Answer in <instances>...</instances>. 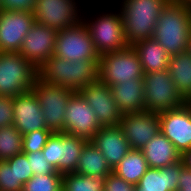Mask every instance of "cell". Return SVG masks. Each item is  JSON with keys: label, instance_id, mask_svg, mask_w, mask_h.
Wrapping results in <instances>:
<instances>
[{"label": "cell", "instance_id": "cell-1", "mask_svg": "<svg viewBox=\"0 0 191 191\" xmlns=\"http://www.w3.org/2000/svg\"><path fill=\"white\" fill-rule=\"evenodd\" d=\"M191 35V9L170 0L158 17L153 38L170 55L187 51Z\"/></svg>", "mask_w": 191, "mask_h": 191}, {"label": "cell", "instance_id": "cell-2", "mask_svg": "<svg viewBox=\"0 0 191 191\" xmlns=\"http://www.w3.org/2000/svg\"><path fill=\"white\" fill-rule=\"evenodd\" d=\"M99 61H68L53 55L38 68V79L79 92L99 80Z\"/></svg>", "mask_w": 191, "mask_h": 191}, {"label": "cell", "instance_id": "cell-3", "mask_svg": "<svg viewBox=\"0 0 191 191\" xmlns=\"http://www.w3.org/2000/svg\"><path fill=\"white\" fill-rule=\"evenodd\" d=\"M170 0H122L120 12L129 45L153 38L161 11Z\"/></svg>", "mask_w": 191, "mask_h": 191}, {"label": "cell", "instance_id": "cell-4", "mask_svg": "<svg viewBox=\"0 0 191 191\" xmlns=\"http://www.w3.org/2000/svg\"><path fill=\"white\" fill-rule=\"evenodd\" d=\"M38 69L18 52H0V96L15 97L30 91Z\"/></svg>", "mask_w": 191, "mask_h": 191}, {"label": "cell", "instance_id": "cell-5", "mask_svg": "<svg viewBox=\"0 0 191 191\" xmlns=\"http://www.w3.org/2000/svg\"><path fill=\"white\" fill-rule=\"evenodd\" d=\"M98 70L99 81L108 86L131 79H143L144 76L138 54L131 45L100 55Z\"/></svg>", "mask_w": 191, "mask_h": 191}, {"label": "cell", "instance_id": "cell-6", "mask_svg": "<svg viewBox=\"0 0 191 191\" xmlns=\"http://www.w3.org/2000/svg\"><path fill=\"white\" fill-rule=\"evenodd\" d=\"M83 23L87 27L96 52L100 55L119 51L129 46L125 34L123 19L120 10L99 14L94 19L82 17ZM88 20V21H87Z\"/></svg>", "mask_w": 191, "mask_h": 191}, {"label": "cell", "instance_id": "cell-7", "mask_svg": "<svg viewBox=\"0 0 191 191\" xmlns=\"http://www.w3.org/2000/svg\"><path fill=\"white\" fill-rule=\"evenodd\" d=\"M143 81L145 108L149 112L159 114L179 108L187 102L177 91L168 69L146 73Z\"/></svg>", "mask_w": 191, "mask_h": 191}, {"label": "cell", "instance_id": "cell-8", "mask_svg": "<svg viewBox=\"0 0 191 191\" xmlns=\"http://www.w3.org/2000/svg\"><path fill=\"white\" fill-rule=\"evenodd\" d=\"M45 118V124L52 133H64L66 106L75 91L45 83L36 79L31 89Z\"/></svg>", "mask_w": 191, "mask_h": 191}, {"label": "cell", "instance_id": "cell-9", "mask_svg": "<svg viewBox=\"0 0 191 191\" xmlns=\"http://www.w3.org/2000/svg\"><path fill=\"white\" fill-rule=\"evenodd\" d=\"M88 140L66 133H52L42 149L46 160L60 174L76 172L83 146Z\"/></svg>", "mask_w": 191, "mask_h": 191}, {"label": "cell", "instance_id": "cell-10", "mask_svg": "<svg viewBox=\"0 0 191 191\" xmlns=\"http://www.w3.org/2000/svg\"><path fill=\"white\" fill-rule=\"evenodd\" d=\"M53 55L68 61H99L100 58L83 21L58 31Z\"/></svg>", "mask_w": 191, "mask_h": 191}, {"label": "cell", "instance_id": "cell-11", "mask_svg": "<svg viewBox=\"0 0 191 191\" xmlns=\"http://www.w3.org/2000/svg\"><path fill=\"white\" fill-rule=\"evenodd\" d=\"M78 4L77 0H35L32 12L36 23L59 31L82 21Z\"/></svg>", "mask_w": 191, "mask_h": 191}, {"label": "cell", "instance_id": "cell-12", "mask_svg": "<svg viewBox=\"0 0 191 191\" xmlns=\"http://www.w3.org/2000/svg\"><path fill=\"white\" fill-rule=\"evenodd\" d=\"M34 23L32 11L0 9V52H19Z\"/></svg>", "mask_w": 191, "mask_h": 191}, {"label": "cell", "instance_id": "cell-13", "mask_svg": "<svg viewBox=\"0 0 191 191\" xmlns=\"http://www.w3.org/2000/svg\"><path fill=\"white\" fill-rule=\"evenodd\" d=\"M101 127L92 107L75 92L66 106L64 133L91 140Z\"/></svg>", "mask_w": 191, "mask_h": 191}, {"label": "cell", "instance_id": "cell-14", "mask_svg": "<svg viewBox=\"0 0 191 191\" xmlns=\"http://www.w3.org/2000/svg\"><path fill=\"white\" fill-rule=\"evenodd\" d=\"M119 126L131 149L138 150L161 131L159 114L147 110L123 114Z\"/></svg>", "mask_w": 191, "mask_h": 191}, {"label": "cell", "instance_id": "cell-15", "mask_svg": "<svg viewBox=\"0 0 191 191\" xmlns=\"http://www.w3.org/2000/svg\"><path fill=\"white\" fill-rule=\"evenodd\" d=\"M162 134L180 154L191 148V104L159 113Z\"/></svg>", "mask_w": 191, "mask_h": 191}, {"label": "cell", "instance_id": "cell-16", "mask_svg": "<svg viewBox=\"0 0 191 191\" xmlns=\"http://www.w3.org/2000/svg\"><path fill=\"white\" fill-rule=\"evenodd\" d=\"M79 93L92 107L101 126L119 125L123 114L118 109L110 86L98 80L82 88Z\"/></svg>", "mask_w": 191, "mask_h": 191}, {"label": "cell", "instance_id": "cell-17", "mask_svg": "<svg viewBox=\"0 0 191 191\" xmlns=\"http://www.w3.org/2000/svg\"><path fill=\"white\" fill-rule=\"evenodd\" d=\"M57 33V30L35 22L18 53L38 69L53 56Z\"/></svg>", "mask_w": 191, "mask_h": 191}, {"label": "cell", "instance_id": "cell-18", "mask_svg": "<svg viewBox=\"0 0 191 191\" xmlns=\"http://www.w3.org/2000/svg\"><path fill=\"white\" fill-rule=\"evenodd\" d=\"M13 126L22 134L47 129L40 103L32 90L12 98Z\"/></svg>", "mask_w": 191, "mask_h": 191}, {"label": "cell", "instance_id": "cell-19", "mask_svg": "<svg viewBox=\"0 0 191 191\" xmlns=\"http://www.w3.org/2000/svg\"><path fill=\"white\" fill-rule=\"evenodd\" d=\"M91 141L105 157L111 169L116 167L131 150L119 125L102 126Z\"/></svg>", "mask_w": 191, "mask_h": 191}, {"label": "cell", "instance_id": "cell-20", "mask_svg": "<svg viewBox=\"0 0 191 191\" xmlns=\"http://www.w3.org/2000/svg\"><path fill=\"white\" fill-rule=\"evenodd\" d=\"M182 162L163 168H148L136 185V191H178Z\"/></svg>", "mask_w": 191, "mask_h": 191}, {"label": "cell", "instance_id": "cell-21", "mask_svg": "<svg viewBox=\"0 0 191 191\" xmlns=\"http://www.w3.org/2000/svg\"><path fill=\"white\" fill-rule=\"evenodd\" d=\"M110 87L122 114L146 110L143 79H131V81H123Z\"/></svg>", "mask_w": 191, "mask_h": 191}, {"label": "cell", "instance_id": "cell-22", "mask_svg": "<svg viewBox=\"0 0 191 191\" xmlns=\"http://www.w3.org/2000/svg\"><path fill=\"white\" fill-rule=\"evenodd\" d=\"M141 151L150 168H163L181 161V154L161 131Z\"/></svg>", "mask_w": 191, "mask_h": 191}, {"label": "cell", "instance_id": "cell-23", "mask_svg": "<svg viewBox=\"0 0 191 191\" xmlns=\"http://www.w3.org/2000/svg\"><path fill=\"white\" fill-rule=\"evenodd\" d=\"M132 47L138 54L144 74L168 69L171 56L154 38L136 42Z\"/></svg>", "mask_w": 191, "mask_h": 191}, {"label": "cell", "instance_id": "cell-24", "mask_svg": "<svg viewBox=\"0 0 191 191\" xmlns=\"http://www.w3.org/2000/svg\"><path fill=\"white\" fill-rule=\"evenodd\" d=\"M112 169L97 147L88 140L82 148L76 172L84 176L106 178Z\"/></svg>", "mask_w": 191, "mask_h": 191}, {"label": "cell", "instance_id": "cell-25", "mask_svg": "<svg viewBox=\"0 0 191 191\" xmlns=\"http://www.w3.org/2000/svg\"><path fill=\"white\" fill-rule=\"evenodd\" d=\"M168 71L177 91L188 101L191 98V55L186 51L171 56Z\"/></svg>", "mask_w": 191, "mask_h": 191}, {"label": "cell", "instance_id": "cell-26", "mask_svg": "<svg viewBox=\"0 0 191 191\" xmlns=\"http://www.w3.org/2000/svg\"><path fill=\"white\" fill-rule=\"evenodd\" d=\"M148 168L142 151L131 149L116 167L112 169V172L125 181L137 185Z\"/></svg>", "mask_w": 191, "mask_h": 191}, {"label": "cell", "instance_id": "cell-27", "mask_svg": "<svg viewBox=\"0 0 191 191\" xmlns=\"http://www.w3.org/2000/svg\"><path fill=\"white\" fill-rule=\"evenodd\" d=\"M105 178L84 176L77 173L63 174V191H104Z\"/></svg>", "mask_w": 191, "mask_h": 191}, {"label": "cell", "instance_id": "cell-28", "mask_svg": "<svg viewBox=\"0 0 191 191\" xmlns=\"http://www.w3.org/2000/svg\"><path fill=\"white\" fill-rule=\"evenodd\" d=\"M23 153V135L12 125L0 128V161Z\"/></svg>", "mask_w": 191, "mask_h": 191}, {"label": "cell", "instance_id": "cell-29", "mask_svg": "<svg viewBox=\"0 0 191 191\" xmlns=\"http://www.w3.org/2000/svg\"><path fill=\"white\" fill-rule=\"evenodd\" d=\"M62 179L63 175L60 173L33 175L23 185V191H63Z\"/></svg>", "mask_w": 191, "mask_h": 191}, {"label": "cell", "instance_id": "cell-30", "mask_svg": "<svg viewBox=\"0 0 191 191\" xmlns=\"http://www.w3.org/2000/svg\"><path fill=\"white\" fill-rule=\"evenodd\" d=\"M52 132L39 129L23 135V153L42 151Z\"/></svg>", "mask_w": 191, "mask_h": 191}, {"label": "cell", "instance_id": "cell-31", "mask_svg": "<svg viewBox=\"0 0 191 191\" xmlns=\"http://www.w3.org/2000/svg\"><path fill=\"white\" fill-rule=\"evenodd\" d=\"M5 161L11 168H14L16 181L21 182L23 185L34 175L25 153H20Z\"/></svg>", "mask_w": 191, "mask_h": 191}, {"label": "cell", "instance_id": "cell-32", "mask_svg": "<svg viewBox=\"0 0 191 191\" xmlns=\"http://www.w3.org/2000/svg\"><path fill=\"white\" fill-rule=\"evenodd\" d=\"M0 191H23V184L16 181L14 168L6 161H0Z\"/></svg>", "mask_w": 191, "mask_h": 191}, {"label": "cell", "instance_id": "cell-33", "mask_svg": "<svg viewBox=\"0 0 191 191\" xmlns=\"http://www.w3.org/2000/svg\"><path fill=\"white\" fill-rule=\"evenodd\" d=\"M30 162V167L34 175H46L50 173H58V171L50 165V163L44 157L42 151H37L35 153H25Z\"/></svg>", "mask_w": 191, "mask_h": 191}, {"label": "cell", "instance_id": "cell-34", "mask_svg": "<svg viewBox=\"0 0 191 191\" xmlns=\"http://www.w3.org/2000/svg\"><path fill=\"white\" fill-rule=\"evenodd\" d=\"M104 191H136V185L125 181L111 172L105 178Z\"/></svg>", "mask_w": 191, "mask_h": 191}, {"label": "cell", "instance_id": "cell-35", "mask_svg": "<svg viewBox=\"0 0 191 191\" xmlns=\"http://www.w3.org/2000/svg\"><path fill=\"white\" fill-rule=\"evenodd\" d=\"M14 120V111L12 98L0 96V128L12 126Z\"/></svg>", "mask_w": 191, "mask_h": 191}, {"label": "cell", "instance_id": "cell-36", "mask_svg": "<svg viewBox=\"0 0 191 191\" xmlns=\"http://www.w3.org/2000/svg\"><path fill=\"white\" fill-rule=\"evenodd\" d=\"M35 0H0L2 10L33 11Z\"/></svg>", "mask_w": 191, "mask_h": 191}, {"label": "cell", "instance_id": "cell-37", "mask_svg": "<svg viewBox=\"0 0 191 191\" xmlns=\"http://www.w3.org/2000/svg\"><path fill=\"white\" fill-rule=\"evenodd\" d=\"M178 191H191V170L182 163V171L178 178Z\"/></svg>", "mask_w": 191, "mask_h": 191}, {"label": "cell", "instance_id": "cell-38", "mask_svg": "<svg viewBox=\"0 0 191 191\" xmlns=\"http://www.w3.org/2000/svg\"><path fill=\"white\" fill-rule=\"evenodd\" d=\"M181 162L185 168L191 170V148L181 154Z\"/></svg>", "mask_w": 191, "mask_h": 191}, {"label": "cell", "instance_id": "cell-39", "mask_svg": "<svg viewBox=\"0 0 191 191\" xmlns=\"http://www.w3.org/2000/svg\"><path fill=\"white\" fill-rule=\"evenodd\" d=\"M178 3L183 4L188 9H191V0H176Z\"/></svg>", "mask_w": 191, "mask_h": 191}, {"label": "cell", "instance_id": "cell-40", "mask_svg": "<svg viewBox=\"0 0 191 191\" xmlns=\"http://www.w3.org/2000/svg\"><path fill=\"white\" fill-rule=\"evenodd\" d=\"M187 52L191 55V35H190L189 43L187 46Z\"/></svg>", "mask_w": 191, "mask_h": 191}]
</instances>
